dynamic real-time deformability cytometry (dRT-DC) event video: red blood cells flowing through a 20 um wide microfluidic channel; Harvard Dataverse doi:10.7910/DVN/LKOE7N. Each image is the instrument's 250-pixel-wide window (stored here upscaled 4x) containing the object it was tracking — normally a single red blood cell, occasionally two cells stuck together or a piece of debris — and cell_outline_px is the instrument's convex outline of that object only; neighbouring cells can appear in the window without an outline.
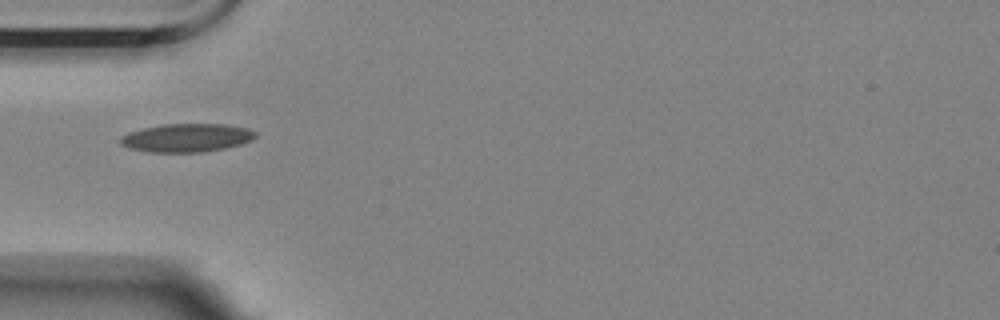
{"species": "Egyptian fruit bat (a non-hibernating species)", "species_latin": "Rousettus aegyptiacus", "temperature_condition": "room temperature", "stored_images_in_passage": 40, "camera_frame_rate_fps": 3000, "um_per_image_px": 0.085, "animal": {"sex": "female"}, "frame": {"image": 1, "passage_image": 1, "time_ms": 0.0, "image_size_px": [1000, 320], "cell_outline_px": [[256, 136], [252, 140], [240, 144], [224, 148], [204, 152], [152, 152], [132, 148], [120, 144], [120, 136], [128, 132], [144, 128], [164, 124], [228, 124], [248, 128], [256, 132]], "centroid_in_image_um": [15.89, 11.7], "position_along_channel_um": 69.1, "area_um2": 22.25}}
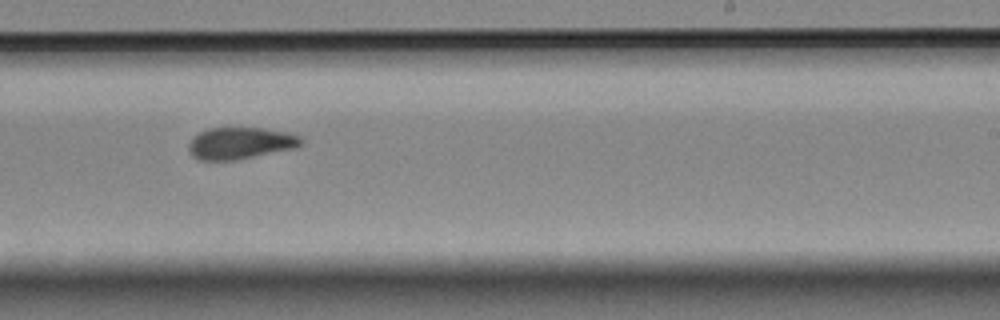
{"frame": {"image": 2, "passage_image": 18, "time_ms": 5.667, "image_size_px": [1000, 320], "cell_outline_px": [[304, 144], [296, 148], [236, 160], [200, 160], [192, 156], [188, 148], [188, 144], [200, 132], [208, 128], [264, 128], [288, 132], [300, 136], [304, 140]], "centroid_in_image_um": [20.48, 12.17], "position_along_channel_um": 268.5, "area_um2": 20.92}}
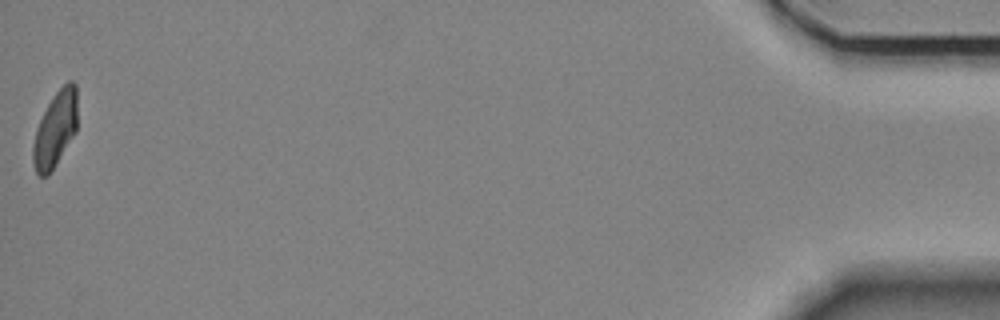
{"frame": {"image": 3, "passage_image": 40, "time_ms": 13.0, "image_size_px": [1000, 320], "cell_outline_px": [[76, 132], [48, 176], [40, 176], [36, 172], [32, 160], [32, 148], [36, 128], [48, 104], [56, 92], [68, 80], [72, 80], [76, 84]], "centroid_in_image_um": [4.69, 10.99], "position_along_channel_um": 430.5, "area_um2": 19.31}, "authors_computed_cell_mechanics": {"area_um2": 21.0392, "velocity_mm_per_s": 3.5086, "shape_relaxation_time_tau1_ms": null, "shape_relaxation_time_tau2_ms": 2.9914, "deformation_change_tau1": null, "deformation_change_tau2": 0.0792}}